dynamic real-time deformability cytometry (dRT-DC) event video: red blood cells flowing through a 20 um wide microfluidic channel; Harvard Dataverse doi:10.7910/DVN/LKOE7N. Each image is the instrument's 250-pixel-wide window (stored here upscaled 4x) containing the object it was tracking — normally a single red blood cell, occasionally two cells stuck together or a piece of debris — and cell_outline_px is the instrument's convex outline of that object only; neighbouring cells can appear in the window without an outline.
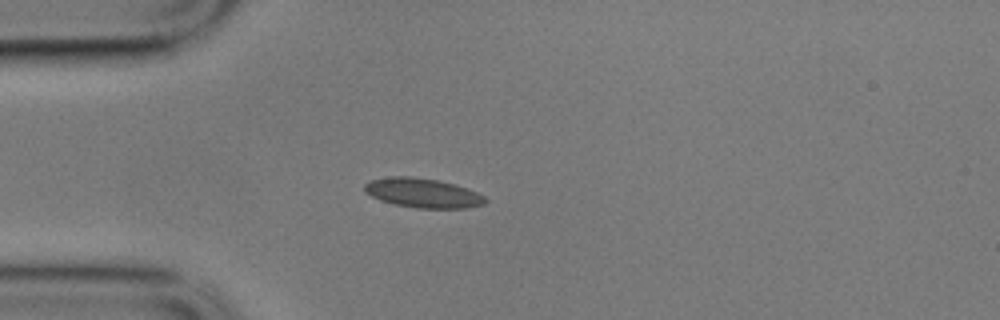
{"species": "common noctule bat (a hibernating species)", "species_latin": "Nyctalus noctula", "temperature_condition": "cold", "stored_images_in_passage": 5, "camera_frame_rate_fps": 3000, "um_per_image_px": 0.085, "animal": {"sex": "male", "body_mass_g": 17.9}, "frame": {"image": 1, "passage_image": 5, "time_ms": 1.333, "image_size_px": [1000, 320], "cell_outline_px": [[488, 200], [484, 204], [468, 208], [416, 208], [396, 204], [380, 200], [364, 192], [364, 184], [368, 180], [392, 176], [408, 176], [436, 180], [452, 184], [476, 192], [484, 196]], "centroid_in_image_um": [35.9, 16.41], "position_along_channel_um": 49.1, "area_um2": 20.52}}